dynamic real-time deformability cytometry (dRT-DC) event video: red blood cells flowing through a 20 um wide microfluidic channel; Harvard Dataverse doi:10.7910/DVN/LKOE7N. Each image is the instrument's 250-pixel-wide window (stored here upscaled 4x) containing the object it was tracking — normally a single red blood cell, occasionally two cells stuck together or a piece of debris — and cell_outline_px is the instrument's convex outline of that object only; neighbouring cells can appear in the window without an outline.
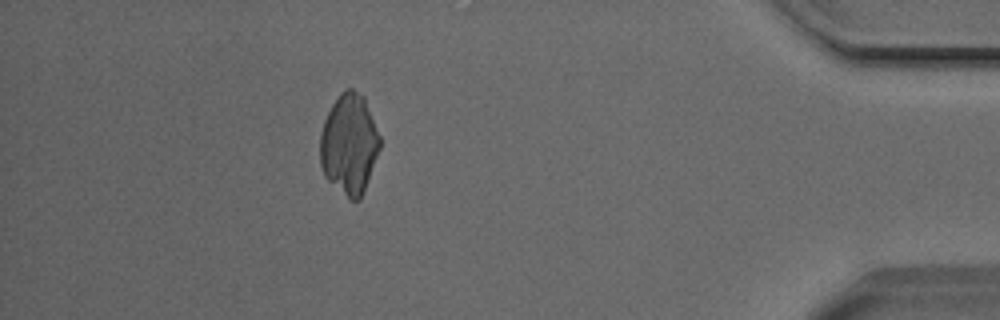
{"species": "Egyptian fruit bat (a non-hibernating species)", "species_latin": "Rousettus aegyptiacus", "temperature_condition": "cold", "stored_images_in_passage": 35, "camera_frame_rate_fps": 3000, "um_per_image_px": 0.085, "animal": {"sex": "male"}, "frame": {"image": 1, "passage_image": 31, "time_ms": 10.0, "image_size_px": [1000, 320], "cell_outline_px": [[380, 148], [360, 200], [352, 200], [328, 180], [324, 176], [320, 164], [320, 136], [324, 120], [332, 104], [340, 92], [344, 88], [352, 88], [364, 96], [380, 136]], "centroid_in_image_um": [29.67, 12.21], "position_along_channel_um": 405.5, "area_um2": 34.8}}